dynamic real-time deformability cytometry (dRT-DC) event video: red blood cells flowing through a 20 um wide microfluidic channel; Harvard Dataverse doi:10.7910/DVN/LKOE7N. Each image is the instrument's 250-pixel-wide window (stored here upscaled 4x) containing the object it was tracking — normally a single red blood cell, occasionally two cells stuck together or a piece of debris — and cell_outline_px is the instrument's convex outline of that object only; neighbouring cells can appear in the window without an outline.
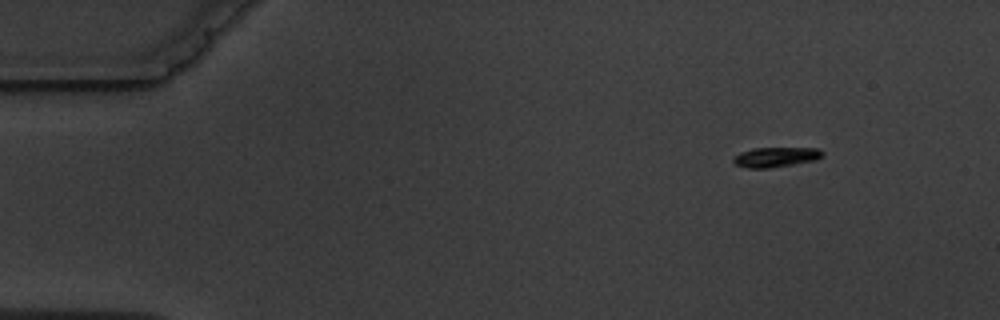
{"species": "common noctule bat (a hibernating species)", "species_latin": "Nyctalus noctula", "temperature_condition": "warm", "stored_images_in_passage": 4, "camera_frame_rate_fps": 3000, "um_per_image_px": 0.085, "animal": {"sex": "male", "body_mass_g": 19.5, "forearm_length_mm": 54.6}, "frame": {"image": 1, "passage_image": 2, "time_ms": 1.0, "image_size_px": [1000, 320], "cell_outline_px": [[824, 156], [816, 160], [768, 168], [748, 168], [736, 164], [732, 160], [740, 152], [752, 148], [816, 148], [824, 152]], "centroid_in_image_um": [65.96, 13.34], "position_along_channel_um": 19.0, "area_um2": 10.23}}